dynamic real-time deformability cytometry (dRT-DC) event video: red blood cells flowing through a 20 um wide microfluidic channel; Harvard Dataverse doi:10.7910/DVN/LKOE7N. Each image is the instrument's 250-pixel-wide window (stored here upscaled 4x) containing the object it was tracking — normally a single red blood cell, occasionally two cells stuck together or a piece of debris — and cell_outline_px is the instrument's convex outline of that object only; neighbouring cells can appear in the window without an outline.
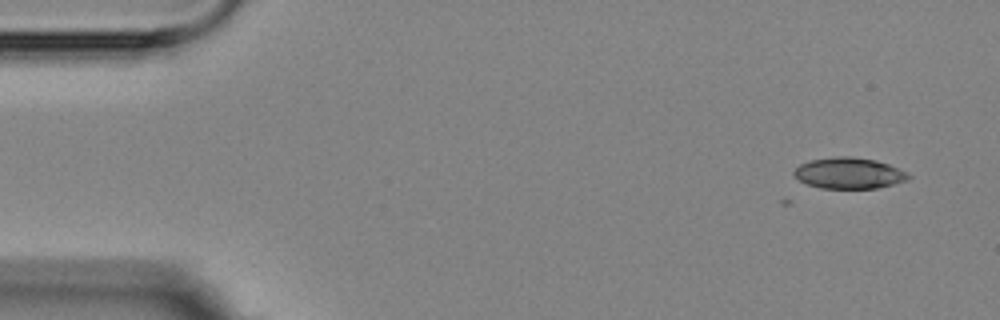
{"species": "Egyptian fruit bat (a non-hibernating species)", "species_latin": "Rousettus aegyptiacus", "temperature_condition": "room temperature", "stored_images_in_passage": 5, "camera_frame_rate_fps": 3000, "um_per_image_px": 0.085, "animal": {"sex": "female"}, "frame": {"image": 1, "passage_image": 1, "time_ms": 0.0, "image_size_px": [1000, 320], "cell_outline_px": [[912, 176], [908, 180], [876, 188], [820, 188], [808, 184], [800, 180], [792, 172], [800, 164], [812, 160], [836, 156], [848, 156], [876, 160], [888, 164], [908, 172]], "centroid_in_image_um": [72.19, 14.71], "position_along_channel_um": 12.8, "area_um2": 20.58}}
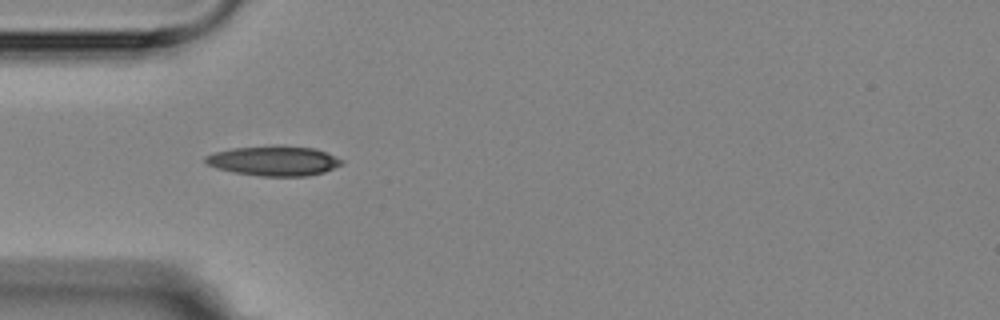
{"frame": {"image": 2, "passage_image": 4, "time_ms": 4.333, "image_size_px": [1000, 320], "cell_outline_px": [[344, 164], [324, 172], [308, 176], [260, 176], [232, 172], [216, 168], [208, 164], [204, 160], [204, 156], [216, 152], [232, 148], [276, 144], [316, 148], [344, 160]], "centroid_in_image_um": [23.3, 13.65], "position_along_channel_um": 61.7, "area_um2": 24.1}}
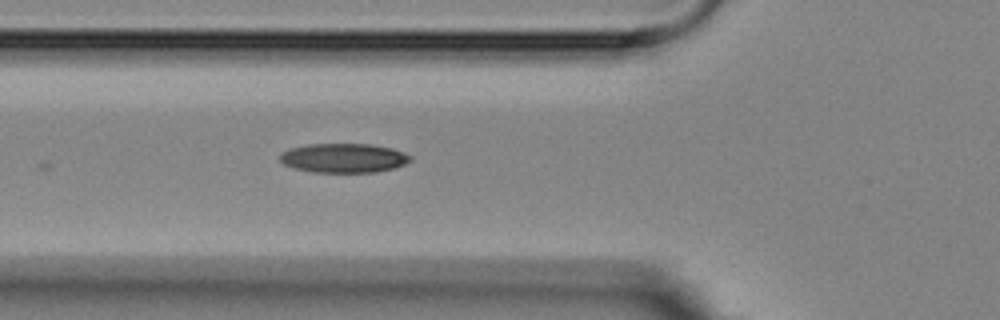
{"frame": {"image": 3, "passage_image": 5, "time_ms": 5.333, "image_size_px": [1000, 320], "cell_outline_px": [[412, 160], [404, 164], [392, 168], [376, 172], [312, 172], [296, 168], [284, 164], [280, 160], [280, 152], [288, 148], [308, 144], [372, 144], [392, 148], [404, 152], [412, 156]], "centroid_in_image_um": [29.21, 13.42], "position_along_channel_um": 96.6, "area_um2": 22.31}}